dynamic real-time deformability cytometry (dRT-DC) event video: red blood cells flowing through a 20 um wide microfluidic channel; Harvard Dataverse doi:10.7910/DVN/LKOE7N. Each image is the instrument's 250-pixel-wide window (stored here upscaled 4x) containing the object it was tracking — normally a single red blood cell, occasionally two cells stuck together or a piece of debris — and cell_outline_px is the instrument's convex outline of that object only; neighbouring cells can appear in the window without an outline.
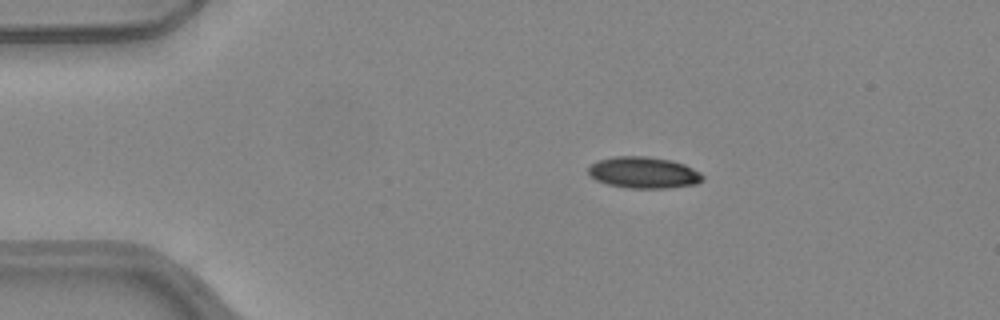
{"species": "common noctule bat (a hibernating species)", "species_latin": "Nyctalus noctula", "temperature_condition": "warm", "stored_images_in_passage": 42, "camera_frame_rate_fps": 3000, "um_per_image_px": 0.085, "animal": {"sex": "female", "body_mass_g": 24.6, "forearm_length_mm": 56.2}, "frame": {"image": 1, "passage_image": 1, "time_ms": 0.0, "image_size_px": [1000, 320], "cell_outline_px": [[704, 180], [696, 184], [668, 188], [628, 188], [608, 184], [596, 180], [588, 172], [588, 168], [596, 160], [616, 156], [644, 156], [672, 160], [684, 164], [700, 172], [704, 176]], "centroid_in_image_um": [54.73, 14.67], "position_along_channel_um": 30.3, "area_um2": 20.98}}
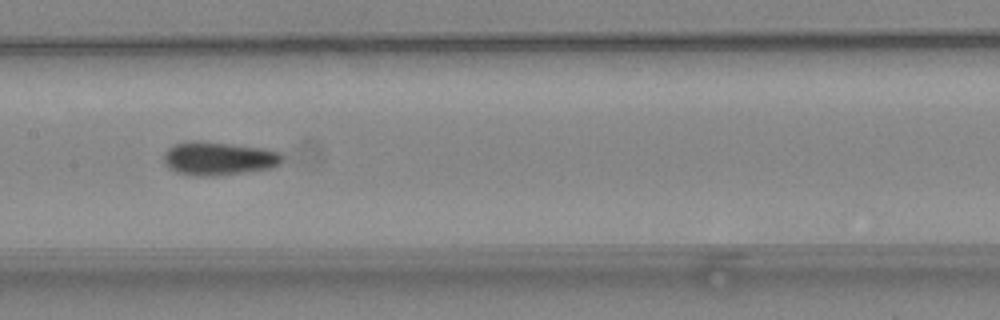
{"frame": {"image": 2, "passage_image": 17, "time_ms": 5.333, "image_size_px": [1000, 320], "cell_outline_px": [[284, 160], [280, 164], [272, 168], [220, 176], [192, 176], [176, 172], [168, 168], [164, 164], [164, 152], [172, 144], [232, 144], [260, 148], [280, 152], [284, 156]], "centroid_in_image_um": [18.63, 13.53], "position_along_channel_um": 188.8, "area_um2": 22.6}}
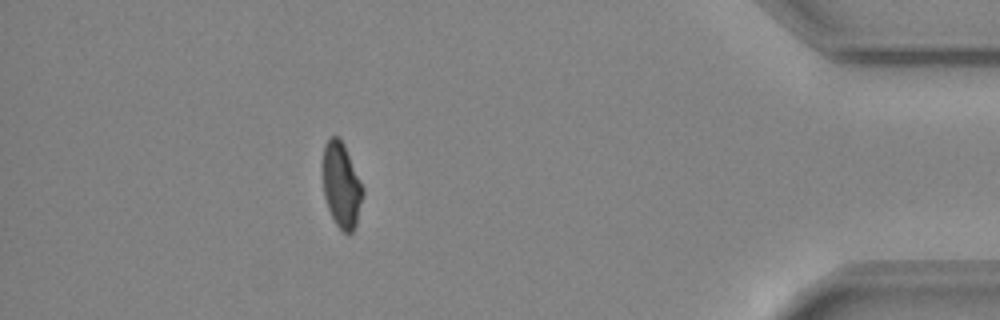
{"frame": {"image": 3, "passage_image": 37, "time_ms": 12.0, "image_size_px": [1000, 320], "cell_outline_px": [[364, 192], [356, 224], [352, 232], [344, 232], [336, 224], [328, 208], [324, 196], [320, 172], [320, 168], [324, 144], [332, 136], [336, 136], [344, 144], [364, 188]], "centroid_in_image_um": [28.98, 15.69], "position_along_channel_um": 406.2, "area_um2": 20.23}, "authors_computed_cell_mechanics": {"area_um2": 21.5594, "velocity_mm_per_s": 4.0202, "shape_relaxation_time_tau1_ms": 8.3971, "shape_relaxation_time_tau2_ms": 2.491, "deformation_change_tau1": 0.1757, "deformation_change_tau2": 0.084}}